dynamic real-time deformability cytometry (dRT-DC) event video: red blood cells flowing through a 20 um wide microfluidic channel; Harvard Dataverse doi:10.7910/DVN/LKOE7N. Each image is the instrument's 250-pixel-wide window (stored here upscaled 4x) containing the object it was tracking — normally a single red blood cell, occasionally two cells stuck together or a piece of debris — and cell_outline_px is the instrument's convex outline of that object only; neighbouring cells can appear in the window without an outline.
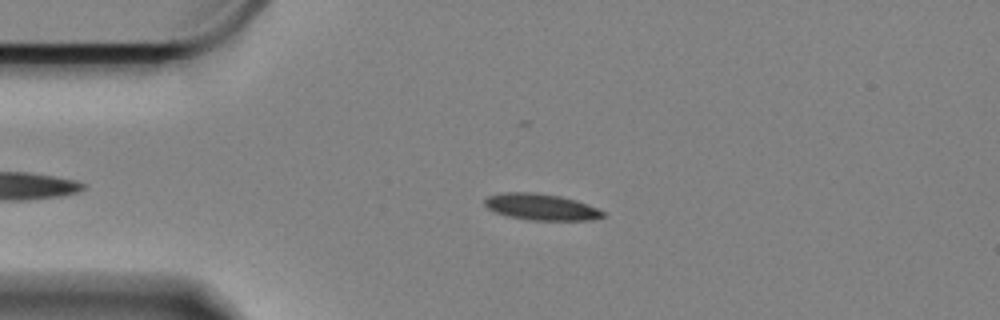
{"species": "Egyptian fruit bat (a non-hibernating species)", "species_latin": "Rousettus aegyptiacus", "temperature_condition": "cold", "stored_images_in_passage": 44, "camera_frame_rate_fps": 3000, "um_per_image_px": 0.085, "animal": {"sex": "female"}, "frame": {"image": 1, "passage_image": 12, "time_ms": 3.667, "image_size_px": [1000, 320], "cell_outline_px": [[604, 216], [592, 220], [532, 220], [508, 216], [496, 212], [488, 208], [484, 204], [484, 200], [488, 196], [508, 192], [536, 192], [560, 196], [576, 200], [588, 204], [604, 212]], "centroid_in_image_um": [46.0, 17.58], "position_along_channel_um": 39.0, "area_um2": 18.03}}
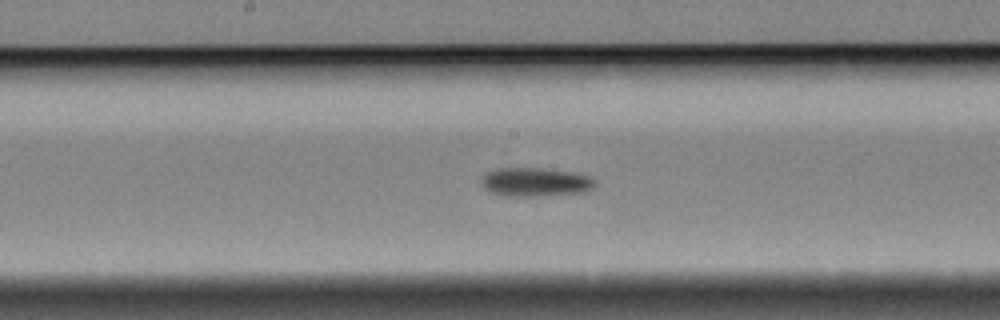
{"frame": {"image": 2, "passage_image": 29, "time_ms": 9.333, "image_size_px": [1000, 320], "cell_outline_px": [[596, 184], [588, 192], [548, 196], [508, 196], [492, 192], [484, 188], [480, 180], [488, 172], [496, 168], [540, 168], [576, 172], [592, 176], [596, 180]], "centroid_in_image_um": [45.59, 15.48], "position_along_channel_um": 202.6, "area_um2": 19.42}}
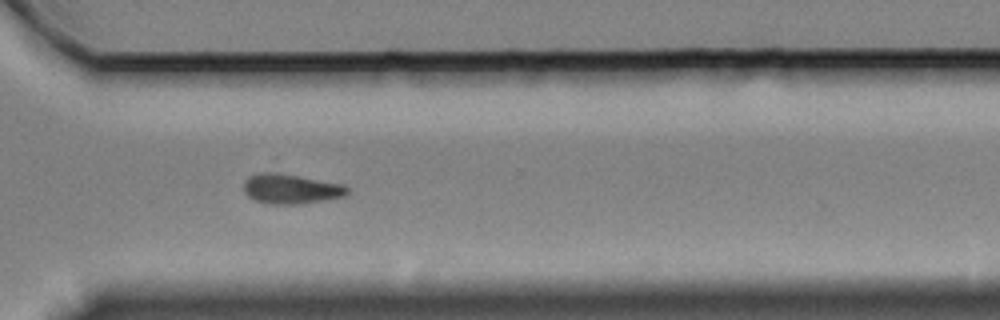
{"frame": {"image": 3, "passage_image": 42, "time_ms": 13.667, "image_size_px": [1000, 320], "cell_outline_px": [[348, 192], [344, 196], [324, 200], [300, 204], [264, 204], [248, 196], [244, 192], [244, 180], [248, 176], [260, 172], [276, 172], [344, 184], [348, 188]], "centroid_in_image_um": [24.69, 16.05], "position_along_channel_um": 345.9, "area_um2": 18.09}}